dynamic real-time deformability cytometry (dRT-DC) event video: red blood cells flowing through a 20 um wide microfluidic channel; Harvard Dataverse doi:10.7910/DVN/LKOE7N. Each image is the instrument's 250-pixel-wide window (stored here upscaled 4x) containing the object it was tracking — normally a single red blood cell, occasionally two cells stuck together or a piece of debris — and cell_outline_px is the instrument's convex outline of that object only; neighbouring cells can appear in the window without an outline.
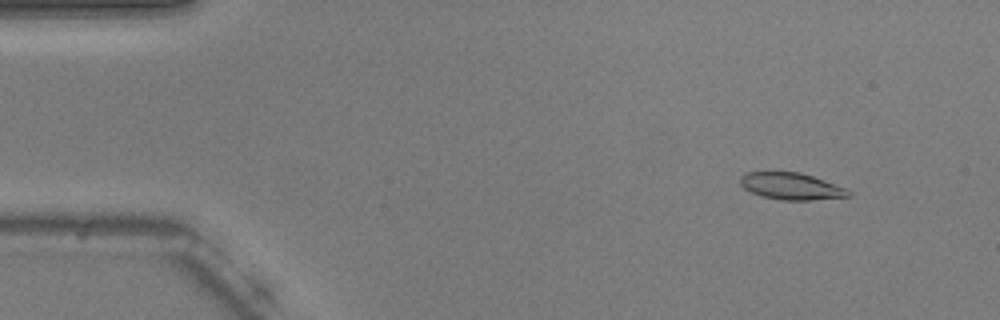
{"species": "common noctule bat (a hibernating species)", "species_latin": "Nyctalus noctula", "temperature_condition": "warm", "stored_images_in_passage": 54, "camera_frame_rate_fps": 3000, "um_per_image_px": 0.085, "animal": {"sex": "male", "body_mass_g": 20.5, "forearm_length_mm": 52.5}, "frame": {"image": 1, "passage_image": 6, "time_ms": 1.667, "image_size_px": [1000, 320], "cell_outline_px": [[852, 196], [812, 200], [780, 200], [760, 196], [744, 188], [740, 184], [740, 176], [744, 172], [800, 172], [848, 188], [852, 192]], "centroid_in_image_um": [67.28, 15.83], "position_along_channel_um": 17.7, "area_um2": 17.11}}
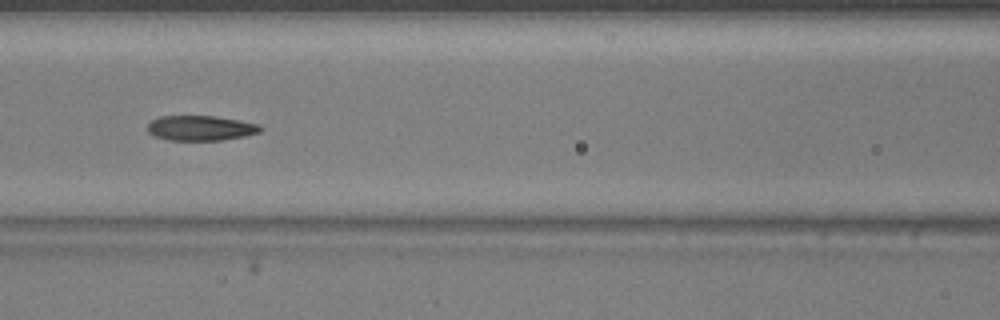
{"frame": {"image": 2, "passage_image": 24, "time_ms": 7.667, "image_size_px": [1000, 320], "cell_outline_px": [[264, 128], [260, 132], [244, 136], [220, 140], [168, 140], [152, 136], [148, 132], [148, 124], [152, 120], [160, 116], [216, 116], [240, 120], [256, 124]], "centroid_in_image_um": [17.03, 10.88], "position_along_channel_um": 149.6, "area_um2": 16.47}}
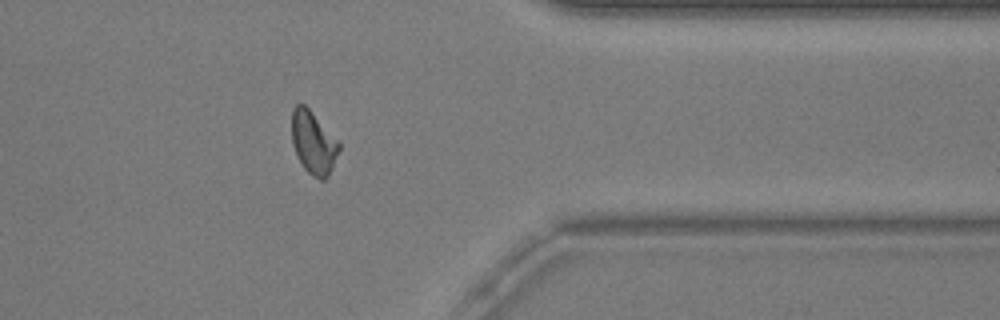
{"frame": {"image": 3, "passage_image": 44, "time_ms": 14.333, "image_size_px": [1000, 320], "cell_outline_px": [[340, 148], [332, 168], [328, 176], [324, 180], [320, 180], [312, 176], [304, 168], [296, 156], [292, 144], [292, 108], [296, 104], [304, 104], [308, 108], [340, 144]], "centroid_in_image_um": [26.61, 12.15], "position_along_channel_um": 384.8, "area_um2": 17.11}, "authors_computed_cell_mechanics": {"area_um2": 17.1666, "velocity_mm_per_s": 3.7472, "shape_relaxation_time_tau1_ms": 7.7581, "shape_relaxation_time_tau2_ms": 2.8688, "deformation_change_tau1": 0.2183, "deformation_change_tau2": 0.0938}}